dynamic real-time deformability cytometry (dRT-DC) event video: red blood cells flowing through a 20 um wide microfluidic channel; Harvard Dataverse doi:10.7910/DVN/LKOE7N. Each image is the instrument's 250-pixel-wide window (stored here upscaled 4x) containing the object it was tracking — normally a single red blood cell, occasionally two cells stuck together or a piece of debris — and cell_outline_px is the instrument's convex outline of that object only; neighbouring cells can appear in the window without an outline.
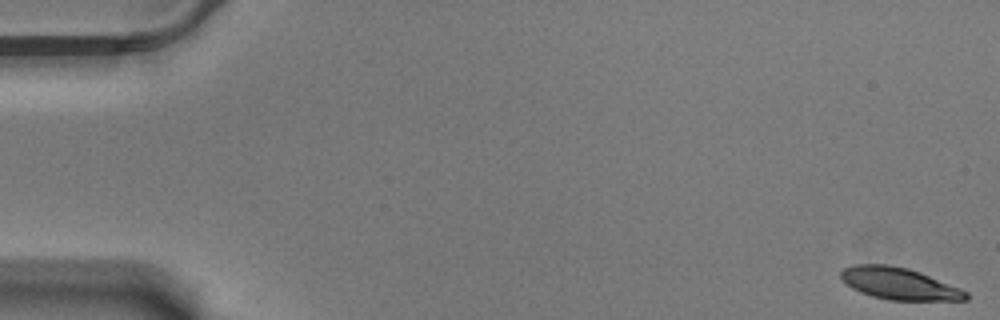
{"species": "Egyptian fruit bat (a non-hibernating species)", "species_latin": "Rousettus aegyptiacus", "temperature_condition": "warm", "stored_images_in_passage": 59, "camera_frame_rate_fps": 3000, "um_per_image_px": 0.085, "animal": {"sex": "male"}, "frame": {"image": 1, "passage_image": 1, "time_ms": 0.0, "image_size_px": [1000, 320], "cell_outline_px": [[968, 300], [888, 300], [872, 296], [860, 292], [852, 288], [840, 280], [840, 272], [844, 268], [852, 264], [888, 264], [908, 268], [920, 272], [960, 288], [968, 292]], "centroid_in_image_um": [76.39, 24.1], "position_along_channel_um": 8.6, "area_um2": 23.35}}
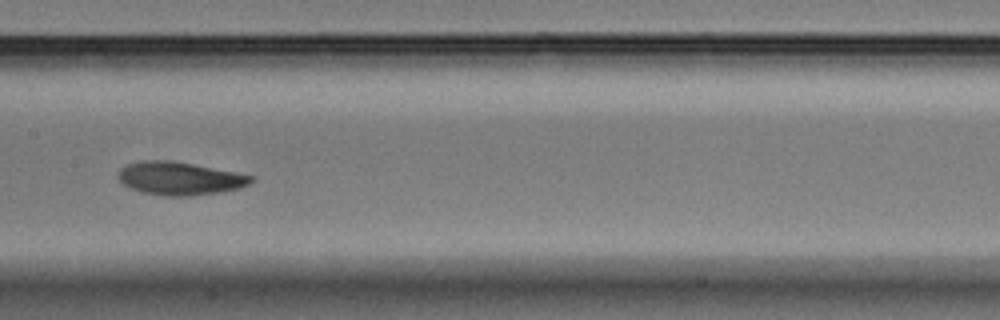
{"frame": {"image": 2, "passage_image": 30, "time_ms": 9.667, "image_size_px": [1000, 320], "cell_outline_px": [[256, 180], [240, 188], [220, 192], [192, 196], [164, 196], [144, 192], [132, 188], [124, 184], [120, 180], [120, 168], [128, 164], [140, 160], [172, 160], [252, 176]], "centroid_in_image_um": [15.28, 15.17], "position_along_channel_um": 192.1, "area_um2": 25.26}}
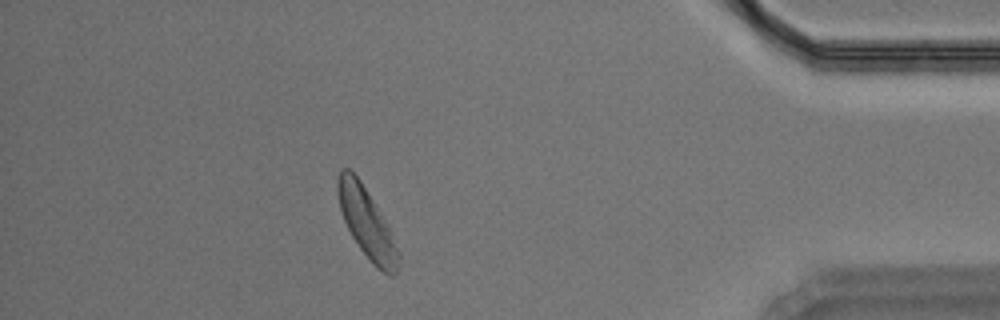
{"frame": {"image": 3, "passage_image": 52, "time_ms": 17.0, "image_size_px": [1000, 320], "cell_outline_px": [[400, 256], [396, 276], [392, 276], [376, 268], [372, 264], [360, 248], [352, 236], [344, 220], [340, 208], [336, 192], [336, 180], [340, 168], [348, 168], [360, 180], [384, 220], [400, 252]], "centroid_in_image_um": [31.15, 18.97], "position_along_channel_um": 404.0, "area_um2": 24.33}, "authors_computed_cell_mechanics": {"area_um2": 24.854, "velocity_mm_per_s": 3.464, "shape_relaxation_time_tau1_ms": 2.9337, "shape_relaxation_time_tau2_ms": 3.0149, "deformation_change_tau1": 0.1294, "deformation_change_tau2": 0.0821}}